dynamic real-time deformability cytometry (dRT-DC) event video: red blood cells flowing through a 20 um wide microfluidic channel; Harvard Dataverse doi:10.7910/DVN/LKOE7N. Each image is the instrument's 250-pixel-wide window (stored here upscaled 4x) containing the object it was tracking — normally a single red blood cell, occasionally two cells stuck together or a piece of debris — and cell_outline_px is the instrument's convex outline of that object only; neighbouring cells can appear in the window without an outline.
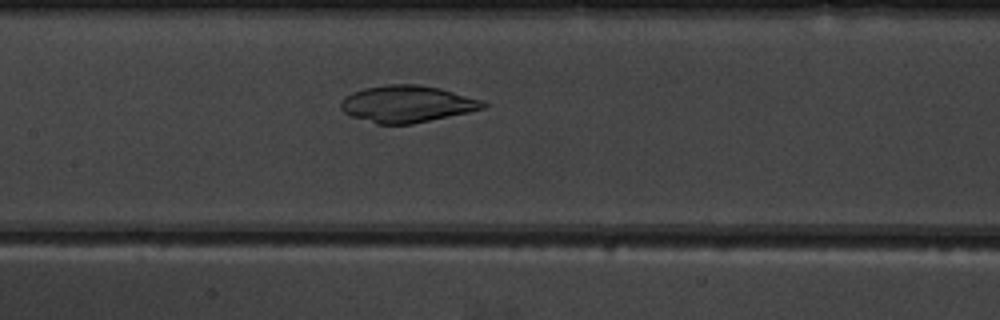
{"species": "common noctule bat (a hibernating species)", "species_latin": "Nyctalus noctula", "temperature_condition": "warm", "stored_images_in_passage": 40, "camera_frame_rate_fps": 3000, "um_per_image_px": 0.085, "animal": {"sex": "male", "body_mass_g": 19.5, "forearm_length_mm": 54.6}, "frame": {"image": 1, "passage_image": 19, "time_ms": 6.0, "image_size_px": [1000, 320], "cell_outline_px": [[488, 104], [484, 108], [468, 112], [412, 124], [376, 124], [352, 116], [344, 112], [340, 108], [340, 104], [344, 96], [352, 92], [364, 88], [384, 84], [416, 84], [440, 88], [480, 100]], "centroid_in_image_um": [34.55, 8.83], "position_along_channel_um": 172.9, "area_um2": 30.4}}
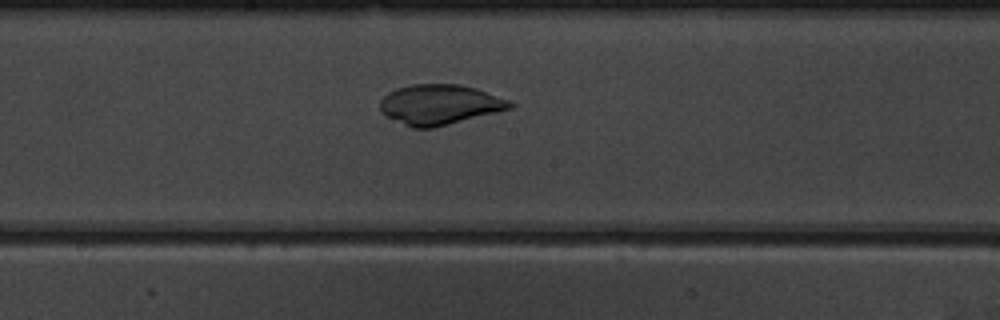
{"frame": {"image": 2, "passage_image": 22, "time_ms": 7.0, "image_size_px": [1000, 320], "cell_outline_px": [[516, 104], [512, 108], [432, 128], [412, 128], [384, 116], [380, 112], [380, 100], [388, 92], [396, 88], [412, 84], [460, 84], [476, 88], [508, 100]], "centroid_in_image_um": [37.32, 8.88], "position_along_channel_um": 210.9, "area_um2": 30.35}}
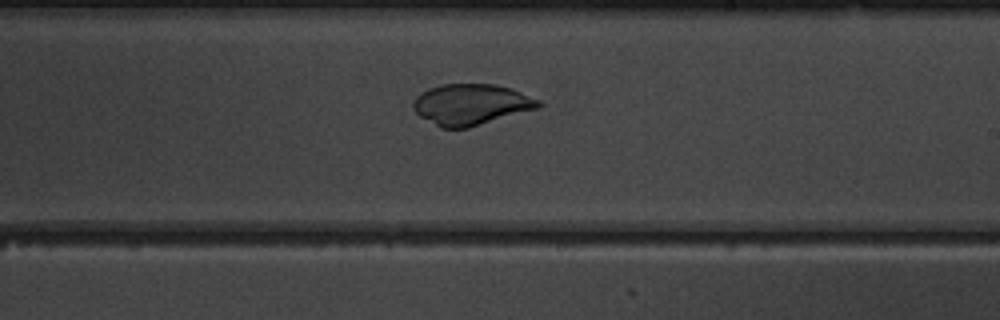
{"frame": {"image": 3, "passage_image": 25, "time_ms": 8.0, "image_size_px": [1000, 320], "cell_outline_px": [[544, 104], [540, 108], [468, 128], [440, 128], [420, 116], [412, 108], [412, 104], [416, 96], [420, 92], [428, 88], [440, 84], [496, 84], [512, 88], [540, 100]], "centroid_in_image_um": [40.05, 8.87], "position_along_channel_um": 248.9, "area_um2": 30.29}}